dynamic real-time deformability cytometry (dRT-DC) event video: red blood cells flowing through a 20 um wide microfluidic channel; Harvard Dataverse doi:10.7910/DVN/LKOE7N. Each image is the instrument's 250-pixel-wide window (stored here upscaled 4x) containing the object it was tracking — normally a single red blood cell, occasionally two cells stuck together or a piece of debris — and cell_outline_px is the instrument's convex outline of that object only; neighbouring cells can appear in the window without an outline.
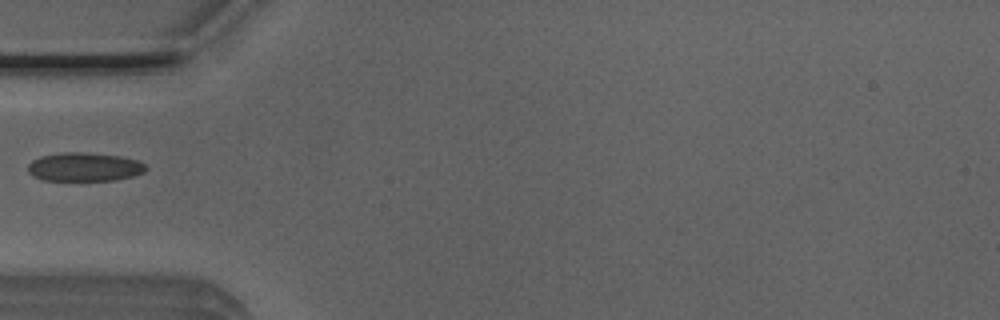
{"species": "Egyptian fruit bat (a non-hibernating species)", "species_latin": "Rousettus aegyptiacus", "temperature_condition": "room temperature", "stored_images_in_passage": 9, "camera_frame_rate_fps": 3000, "um_per_image_px": 0.085, "animal": {"sex": "male"}, "frame": {"image": 1, "passage_image": 1, "time_ms": 0.0, "image_size_px": [1000, 320], "cell_outline_px": [[148, 168], [144, 172], [132, 176], [116, 180], [44, 180], [32, 176], [28, 172], [28, 164], [32, 160], [40, 156], [64, 152], [84, 152], [120, 156], [140, 160]], "centroid_in_image_um": [7.18, 14.18], "position_along_channel_um": 77.8, "area_um2": 19.83}}